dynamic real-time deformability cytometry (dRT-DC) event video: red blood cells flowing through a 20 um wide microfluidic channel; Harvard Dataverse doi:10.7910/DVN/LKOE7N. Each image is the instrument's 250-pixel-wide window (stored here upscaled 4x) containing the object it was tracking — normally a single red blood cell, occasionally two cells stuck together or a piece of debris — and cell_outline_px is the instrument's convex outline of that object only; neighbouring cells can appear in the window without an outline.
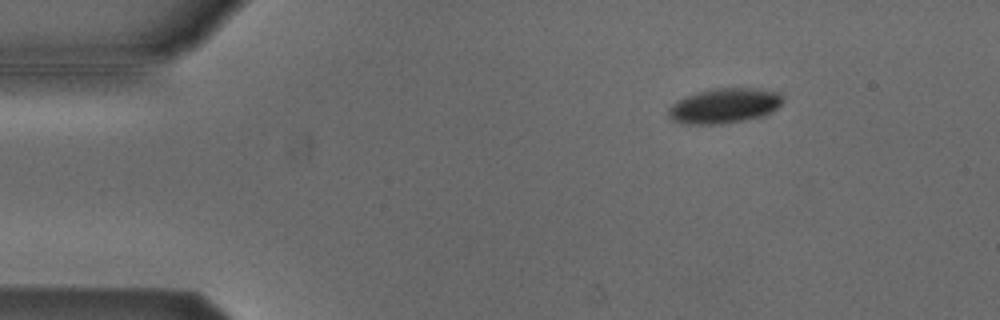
{"species": "Egyptian fruit bat (a non-hibernating species)", "species_latin": "Rousettus aegyptiacus", "temperature_condition": "cold", "stored_images_in_passage": 42, "camera_frame_rate_fps": 3000, "um_per_image_px": 0.085, "animal": {"sex": "male"}, "frame": {"image": 1, "passage_image": 3, "time_ms": 0.667, "image_size_px": [1000, 320], "cell_outline_px": [[784, 100], [776, 108], [764, 116], [716, 124], [688, 124], [672, 120], [668, 116], [668, 108], [676, 100], [684, 96], [696, 92], [712, 88], [760, 88], [776, 92], [784, 96]], "centroid_in_image_um": [61.54, 8.97], "position_along_channel_um": 23.5, "area_um2": 23.35}}
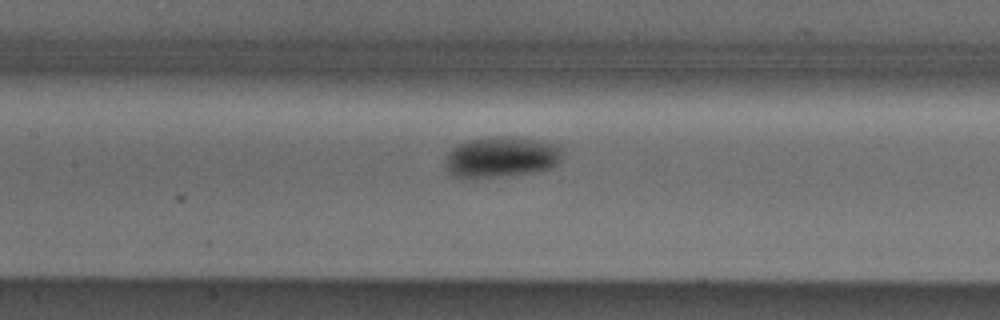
{"frame": {"image": 2, "passage_image": 20, "time_ms": 6.333, "image_size_px": [1000, 320], "cell_outline_px": [[560, 160], [556, 164], [548, 168], [532, 172], [492, 176], [456, 176], [448, 168], [448, 152], [456, 144], [468, 140], [500, 136], [504, 136], [532, 140], [556, 144], [560, 148]], "centroid_in_image_um": [42.62, 13.31], "position_along_channel_um": 164.8, "area_um2": 26.47}}
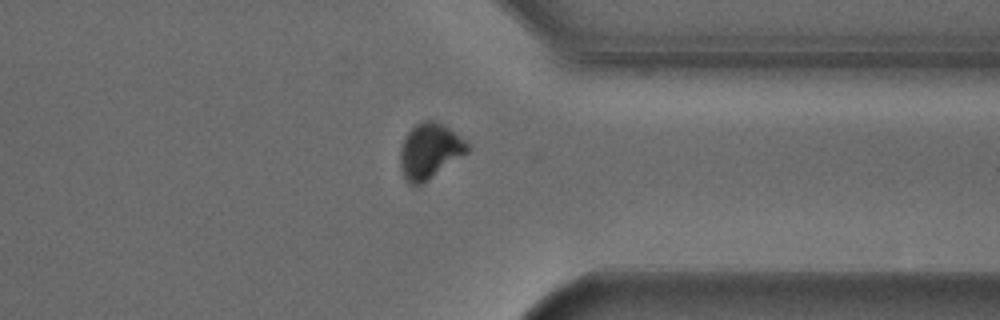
{"frame": {"image": 3, "passage_image": 37, "time_ms": 12.0, "image_size_px": [1000, 320], "cell_outline_px": [[468, 152], [424, 184], [416, 188], [408, 184], [404, 180], [400, 168], [400, 148], [408, 132], [420, 120], [436, 120], [444, 124], [464, 140], [468, 144]], "centroid_in_image_um": [36.49, 12.88], "position_along_channel_um": 374.9, "area_um2": 22.08}, "authors_computed_cell_mechanics": {"area_um2": 25.2297, "velocity_mm_per_s": 3.7928, "shape_relaxation_time_tau1_ms": 2.0603, "shape_relaxation_time_tau2_ms": null, "deformation_change_tau1": 0.095, "deformation_change_tau2": null}}